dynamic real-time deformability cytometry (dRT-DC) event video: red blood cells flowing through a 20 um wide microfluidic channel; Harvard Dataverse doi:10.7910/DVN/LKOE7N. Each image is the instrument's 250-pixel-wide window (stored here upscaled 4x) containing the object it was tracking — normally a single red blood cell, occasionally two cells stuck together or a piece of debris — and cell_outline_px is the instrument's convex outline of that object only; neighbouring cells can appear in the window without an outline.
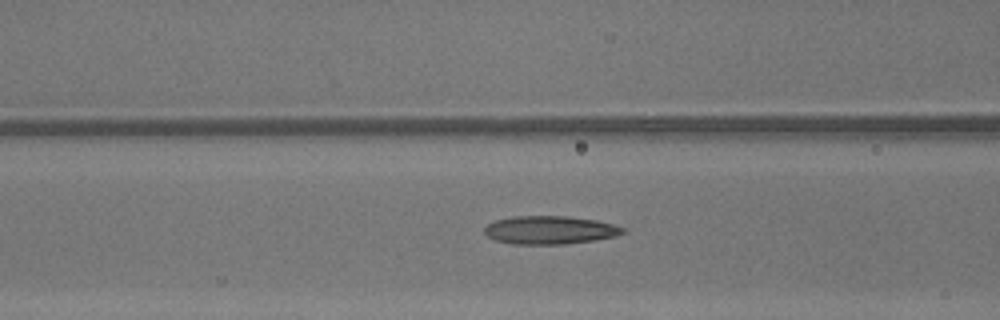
{"species": "common noctule bat (a hibernating species)", "species_latin": "Nyctalus noctula", "temperature_condition": "warm", "stored_images_in_passage": 48, "camera_frame_rate_fps": 3000, "um_per_image_px": 0.085, "animal": {"sex": "male", "body_mass_g": 13.3}, "frame": {"image": 1, "passage_image": 20, "time_ms": 6.333, "image_size_px": [1000, 320], "cell_outline_px": [[628, 232], [616, 236], [592, 240], [564, 244], [512, 244], [496, 240], [488, 236], [484, 232], [484, 228], [488, 224], [496, 220], [512, 216], [564, 216], [596, 220], [612, 224], [624, 228]], "centroid_in_image_um": [46.74, 19.55], "position_along_channel_um": 119.9, "area_um2": 22.66}}
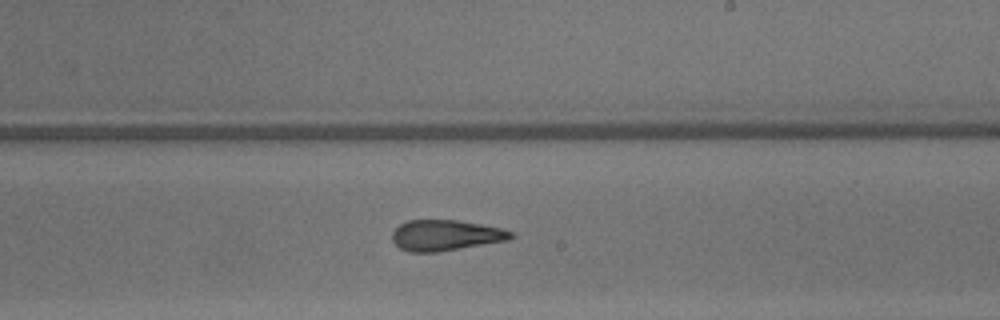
{"frame": {"image": 2, "passage_image": 29, "time_ms": 9.333, "image_size_px": [1000, 320], "cell_outline_px": [[516, 236], [508, 240], [436, 252], [408, 252], [400, 248], [392, 240], [392, 232], [400, 224], [408, 220], [456, 220], [500, 228], [516, 232]], "centroid_in_image_um": [37.88, 20.0], "position_along_channel_um": 251.1, "area_um2": 21.15}}
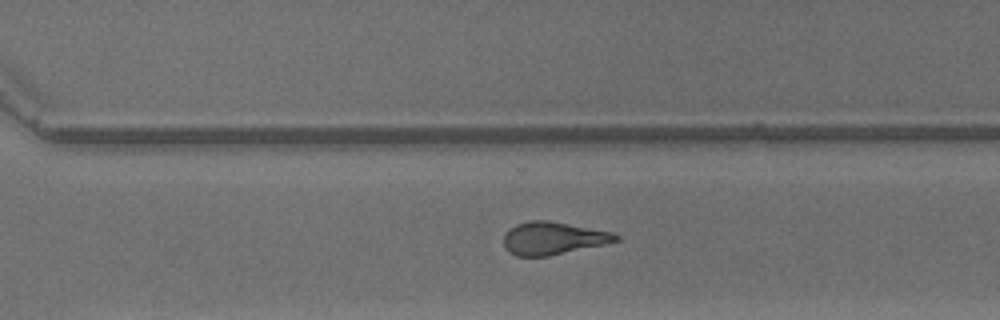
{"frame": {"image": 3, "passage_image": 34, "time_ms": 11.0, "image_size_px": [1000, 320], "cell_outline_px": [[620, 240], [604, 244], [548, 256], [516, 256], [508, 252], [504, 248], [504, 236], [516, 224], [532, 220], [548, 220], [612, 232], [620, 236]], "centroid_in_image_um": [47.01, 20.25], "position_along_channel_um": 323.6, "area_um2": 21.15}, "authors_computed_cell_mechanics": {"area_um2": 22.2819, "velocity_mm_per_s": 4.3671, "shape_relaxation_time_tau1_ms": 11.1165, "shape_relaxation_time_tau2_ms": 1.9831, "deformation_change_tau1": 0.2739, "deformation_change_tau2": 0.1232}}